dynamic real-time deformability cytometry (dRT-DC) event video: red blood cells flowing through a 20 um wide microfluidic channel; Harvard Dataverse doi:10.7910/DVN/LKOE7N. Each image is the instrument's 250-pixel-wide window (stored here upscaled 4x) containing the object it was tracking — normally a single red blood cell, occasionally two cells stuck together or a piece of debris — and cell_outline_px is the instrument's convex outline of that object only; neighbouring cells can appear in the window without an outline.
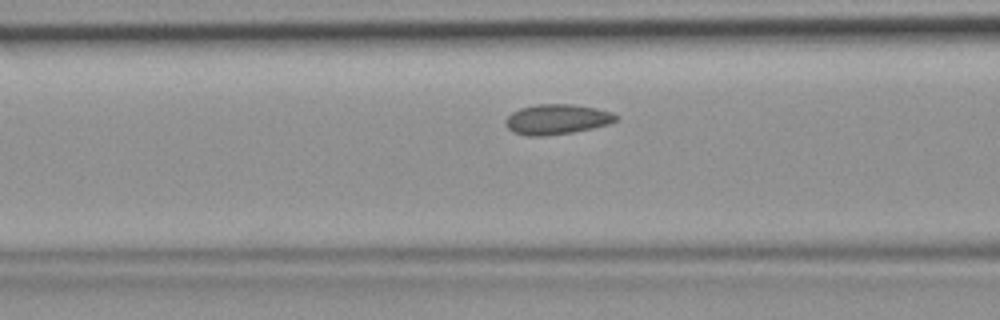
{"species": "common noctule bat (a hibernating species)", "species_latin": "Nyctalus noctula", "temperature_condition": "room temperature", "stored_images_in_passage": 41, "camera_frame_rate_fps": 3000, "um_per_image_px": 0.085, "animal": {"sex": "female", "body_mass_g": 19.9}, "frame": {"image": 1, "passage_image": 12, "time_ms": 3.667, "image_size_px": [1000, 320], "cell_outline_px": [[620, 120], [608, 124], [592, 128], [572, 132], [544, 136], [528, 136], [512, 132], [504, 124], [504, 120], [512, 112], [520, 108], [536, 104], [572, 104], [596, 108], [612, 112], [620, 116]], "centroid_in_image_um": [47.34, 10.14], "position_along_channel_um": 119.3, "area_um2": 19.59}}
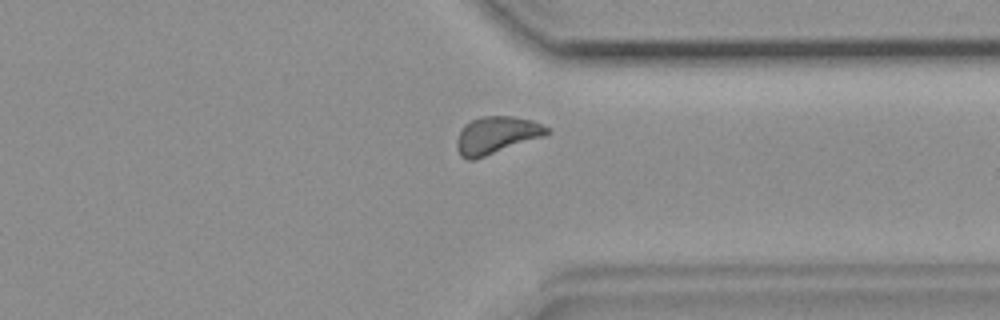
{"frame": {"image": 2, "passage_image": 30, "time_ms": 9.667, "image_size_px": [1000, 320], "cell_outline_px": [[552, 132], [544, 136], [472, 160], [468, 160], [460, 156], [456, 148], [456, 140], [464, 124], [472, 120], [484, 116], [512, 116], [532, 120], [552, 128]], "centroid_in_image_um": [42.21, 11.48], "position_along_channel_um": 369.2, "area_um2": 19.54}}
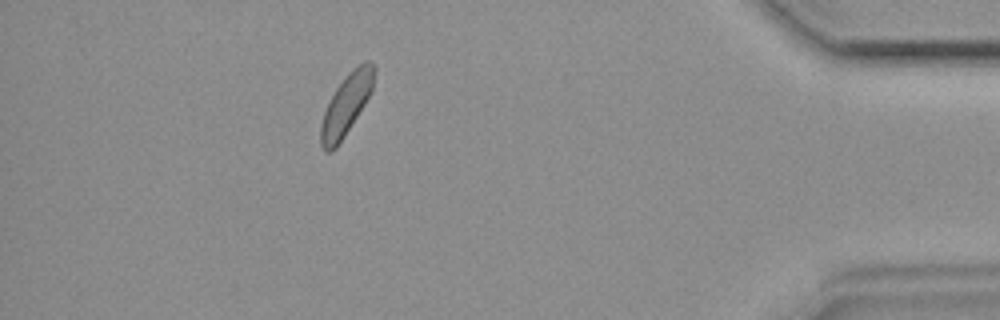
{"frame": {"image": 3, "passage_image": 36, "time_ms": 11.667, "image_size_px": [1000, 320], "cell_outline_px": [[376, 68], [372, 88], [364, 104], [344, 136], [336, 148], [332, 152], [324, 152], [320, 144], [320, 124], [324, 112], [336, 88], [364, 60], [368, 60], [376, 64]], "centroid_in_image_um": [29.41, 8.94], "position_along_channel_um": 405.8, "area_um2": 18.38}}